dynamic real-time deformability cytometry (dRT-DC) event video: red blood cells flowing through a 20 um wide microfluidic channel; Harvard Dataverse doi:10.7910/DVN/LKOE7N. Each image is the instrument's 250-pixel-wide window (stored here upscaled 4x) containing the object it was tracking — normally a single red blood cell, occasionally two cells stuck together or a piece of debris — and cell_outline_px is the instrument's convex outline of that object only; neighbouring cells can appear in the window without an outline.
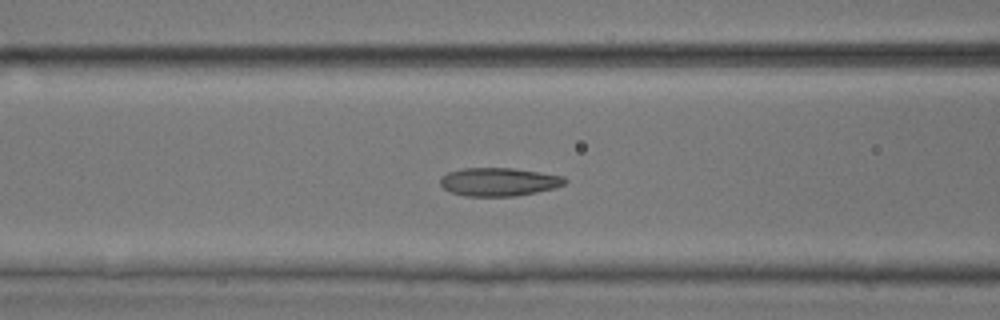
{"species": "common noctule bat (a hibernating species)", "species_latin": "Nyctalus noctula", "temperature_condition": "room temperature", "stored_images_in_passage": 52, "camera_frame_rate_fps": 3000, "um_per_image_px": 0.085, "animal": {"sex": "male", "body_mass_g": 17.9, "forearm_length_mm": 54.2}, "frame": {"image": 1, "passage_image": 21, "time_ms": 6.667, "image_size_px": [1000, 320], "cell_outline_px": [[568, 180], [564, 184], [556, 188], [516, 196], [464, 196], [452, 192], [444, 188], [440, 184], [440, 176], [448, 172], [464, 168], [512, 168], [540, 172], [564, 176]], "centroid_in_image_um": [42.41, 15.45], "position_along_channel_um": 124.2, "area_um2": 20.63}}
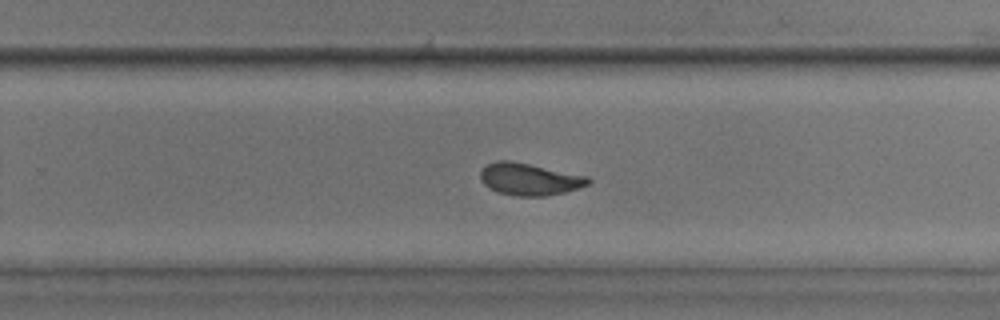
{"frame": {"image": 2, "passage_image": 33, "time_ms": 10.667, "image_size_px": [1000, 320], "cell_outline_px": [[592, 180], [588, 184], [564, 192], [544, 196], [516, 196], [496, 192], [488, 188], [480, 180], [480, 172], [488, 164], [496, 160], [508, 160], [588, 176]], "centroid_in_image_um": [44.96, 15.24], "position_along_channel_um": 284.8, "area_um2": 20.0}}
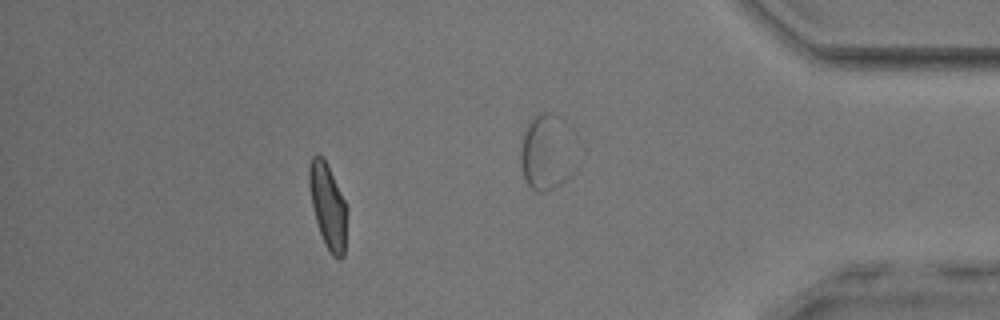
{"frame": {"image": 3, "passage_image": 46, "time_ms": 15.0, "image_size_px": [1000, 320], "cell_outline_px": [[348, 208], [344, 256], [340, 260], [332, 256], [324, 244], [316, 220], [312, 204], [308, 184], [308, 168], [312, 156], [316, 152], [324, 156]], "centroid_in_image_um": [27.88, 17.49], "position_along_channel_um": 407.3, "area_um2": 19.07}, "authors_computed_cell_mechanics": {"area_um2": 20.1722, "velocity_mm_per_s": 4.03, "shape_relaxation_time_tau1_ms": 5.1442, "shape_relaxation_time_tau2_ms": 1.3529, "deformation_change_tau1": 0.1545, "deformation_change_tau2": 0.0763}}